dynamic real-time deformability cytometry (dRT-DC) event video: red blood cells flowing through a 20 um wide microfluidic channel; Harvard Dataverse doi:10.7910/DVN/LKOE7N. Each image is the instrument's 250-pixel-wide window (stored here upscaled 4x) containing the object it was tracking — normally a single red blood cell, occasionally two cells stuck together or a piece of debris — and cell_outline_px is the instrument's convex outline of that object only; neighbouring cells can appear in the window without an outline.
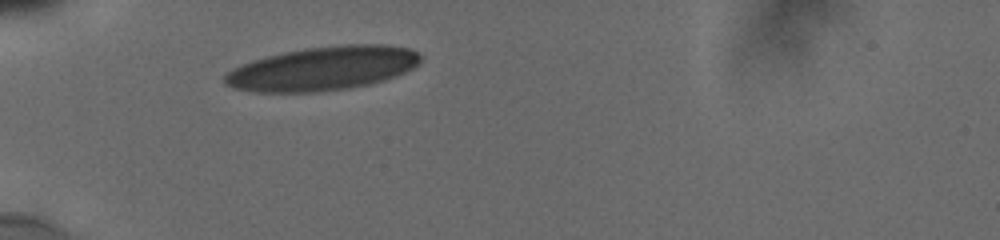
{"species": "human", "species_latin": "Homo sapiens", "temperature_condition": "cold", "stored_images_in_passage": 9, "camera_frame_rate_fps": 3000, "um_per_image_px": 0.085, "donor": {"sex": "male"}, "frame": {"image": 1, "passage_image": 1, "time_ms": 0.0, "image_size_px": [1000, 240], "cell_outline_px": [[420, 64], [404, 72], [384, 80], [372, 84], [348, 88], [312, 92], [256, 92], [232, 88], [224, 84], [224, 76], [232, 68], [240, 64], [252, 60], [284, 52], [304, 48], [344, 44], [388, 44], [408, 48], [416, 52], [420, 56]], "centroid_in_image_um": [27.41, 5.82], "position_along_channel_um": 57.6, "area_um2": 50.17}}
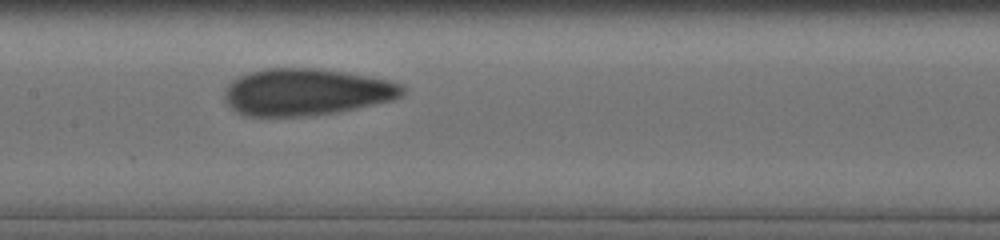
{"frame": {"image": 2, "passage_image": 7, "time_ms": 3.667, "image_size_px": [1000, 240], "cell_outline_px": [[404, 92], [400, 96], [392, 100], [332, 112], [300, 116], [244, 116], [236, 112], [224, 100], [224, 88], [236, 76], [248, 72], [264, 68], [316, 68], [344, 72], [368, 76], [388, 80], [404, 84]], "centroid_in_image_um": [25.95, 7.8], "position_along_channel_um": 181.4, "area_um2": 48.49}}
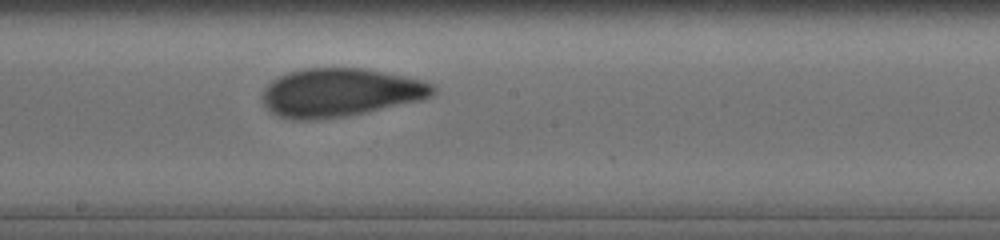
{"frame": {"image": 3, "passage_image": 9, "time_ms": 4.667, "image_size_px": [1000, 240], "cell_outline_px": [[436, 92], [432, 96], [420, 100], [364, 112], [344, 116], [320, 120], [292, 120], [276, 116], [264, 104], [264, 88], [272, 80], [288, 72], [304, 68], [364, 68], [424, 80], [432, 84], [436, 88]], "centroid_in_image_um": [28.91, 7.86], "position_along_channel_um": 219.3, "area_um2": 47.97}}